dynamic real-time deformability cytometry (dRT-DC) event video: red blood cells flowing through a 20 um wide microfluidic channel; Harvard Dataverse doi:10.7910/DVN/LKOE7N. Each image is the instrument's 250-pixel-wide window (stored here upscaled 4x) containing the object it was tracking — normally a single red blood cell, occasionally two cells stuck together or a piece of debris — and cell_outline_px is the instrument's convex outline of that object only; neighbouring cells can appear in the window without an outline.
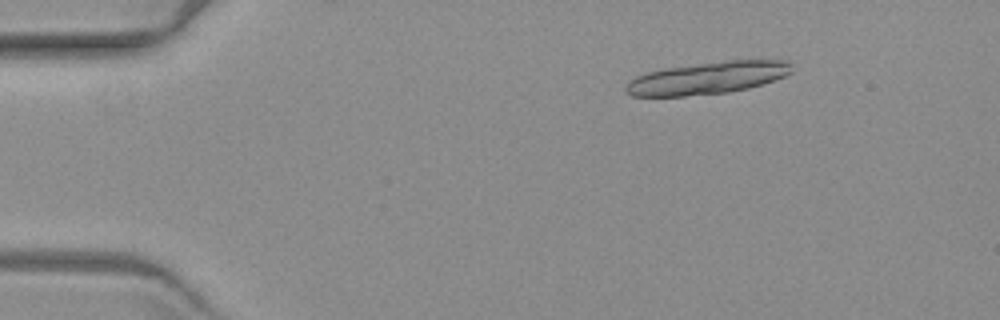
{"species": "common noctule bat (a hibernating species)", "species_latin": "Nyctalus noctula", "temperature_condition": "warm", "stored_images_in_passage": 7, "camera_frame_rate_fps": 3000, "um_per_image_px": 0.085, "animal": {"sex": "female", "body_mass_g": 19.3, "forearm_length_mm": 54.1}, "frame": {"image": 1, "passage_image": 2, "time_ms": 1.333, "image_size_px": [1000, 320], "cell_outline_px": [[792, 72], [776, 80], [764, 84], [748, 88], [728, 92], [684, 96], [632, 96], [624, 92], [624, 84], [636, 76], [648, 72], [668, 68], [728, 60], [788, 60], [792, 64]], "centroid_in_image_um": [60.15, 6.63], "position_along_channel_um": 24.8, "area_um2": 31.21}}
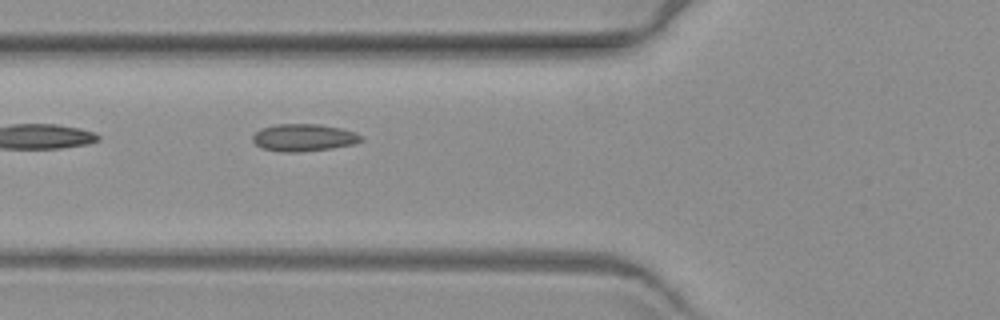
{"frame": {"image": 2, "passage_image": 6, "time_ms": 6.0, "image_size_px": [1000, 320], "cell_outline_px": [[364, 140], [356, 144], [332, 148], [300, 152], [280, 152], [260, 148], [252, 140], [252, 136], [260, 128], [276, 124], [320, 124], [340, 128], [364, 136]], "centroid_in_image_um": [25.81, 11.7], "position_along_channel_um": 100.0, "area_um2": 17.46}}